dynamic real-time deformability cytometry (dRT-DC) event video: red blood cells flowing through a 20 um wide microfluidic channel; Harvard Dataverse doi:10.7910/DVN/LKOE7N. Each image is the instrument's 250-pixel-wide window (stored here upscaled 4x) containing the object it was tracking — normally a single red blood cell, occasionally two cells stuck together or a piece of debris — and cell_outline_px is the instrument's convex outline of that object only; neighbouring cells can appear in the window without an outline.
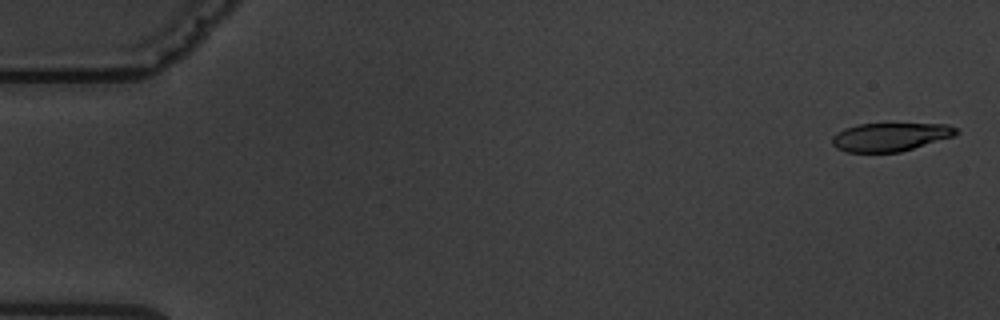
{"species": "common noctule bat (a hibernating species)", "species_latin": "Nyctalus noctula", "temperature_condition": "warm", "stored_images_in_passage": 5, "camera_frame_rate_fps": 3000, "um_per_image_px": 0.085, "animal": {"sex": "male", "body_mass_g": 19.5, "forearm_length_mm": 54.6}, "frame": {"image": 1, "passage_image": 1, "time_ms": 0.0, "image_size_px": [1000, 320], "cell_outline_px": [[960, 132], [956, 136], [900, 152], [848, 152], [836, 148], [832, 144], [832, 136], [836, 132], [844, 128], [860, 124], [888, 120], [948, 124], [956, 128]], "centroid_in_image_um": [75.73, 11.57], "position_along_channel_um": 9.3, "area_um2": 21.91}}
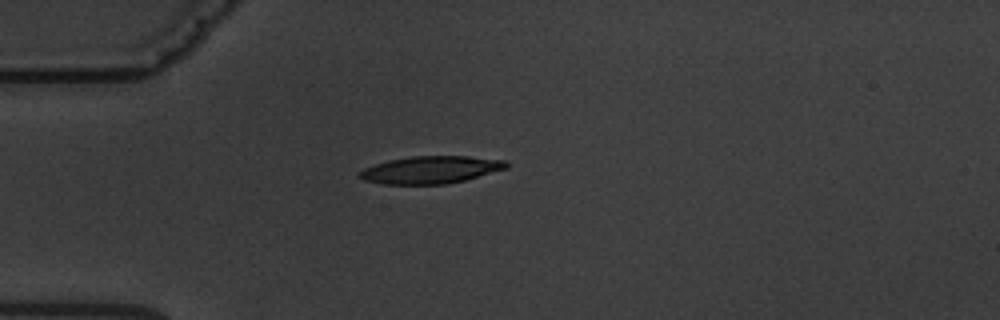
{"frame": {"image": 2, "passage_image": 5, "time_ms": 4.667, "image_size_px": [1000, 320], "cell_outline_px": [[508, 168], [464, 180], [448, 184], [380, 184], [364, 180], [356, 176], [356, 172], [364, 168], [388, 160], [412, 156], [468, 156], [504, 160], [508, 164]], "centroid_in_image_um": [36.56, 14.43], "position_along_channel_um": 48.4, "area_um2": 23.52}}